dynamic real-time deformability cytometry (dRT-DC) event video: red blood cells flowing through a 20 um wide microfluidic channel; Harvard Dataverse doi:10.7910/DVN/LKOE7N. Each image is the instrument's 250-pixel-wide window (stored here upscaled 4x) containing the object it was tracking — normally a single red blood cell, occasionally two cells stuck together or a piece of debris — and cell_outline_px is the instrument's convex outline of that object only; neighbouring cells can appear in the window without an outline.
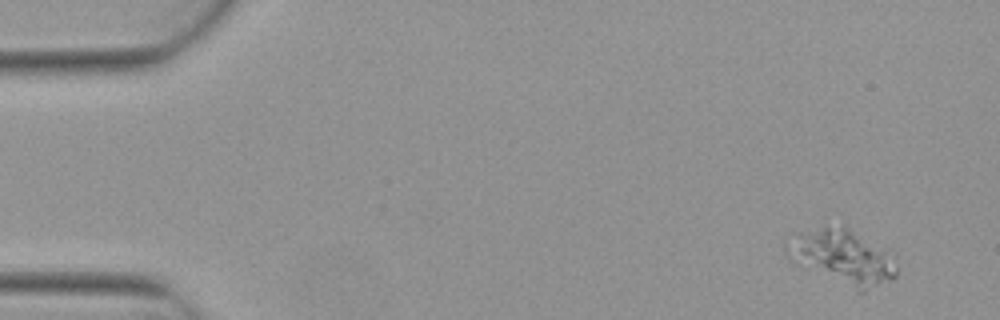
{"species": "Egyptian fruit bat (a non-hibernating species)", "species_latin": "Rousettus aegyptiacus", "temperature_condition": "warm", "stored_images_in_passage": 2, "camera_frame_rate_fps": 3000, "um_per_image_px": 0.085, "animal": {"sex": "female"}, "frame": {"image": 1, "passage_image": 1, "time_ms": 0.0, "image_size_px": [1000, 320], "cell_outline_px": [[896, 276], [864, 292], [856, 292], [788, 256], [784, 252], [784, 244], [800, 236], [824, 228], [848, 228], [888, 248], [896, 256]], "centroid_in_image_um": [71.78, 21.89], "position_along_channel_um": 13.2, "area_um2": 33.64}}